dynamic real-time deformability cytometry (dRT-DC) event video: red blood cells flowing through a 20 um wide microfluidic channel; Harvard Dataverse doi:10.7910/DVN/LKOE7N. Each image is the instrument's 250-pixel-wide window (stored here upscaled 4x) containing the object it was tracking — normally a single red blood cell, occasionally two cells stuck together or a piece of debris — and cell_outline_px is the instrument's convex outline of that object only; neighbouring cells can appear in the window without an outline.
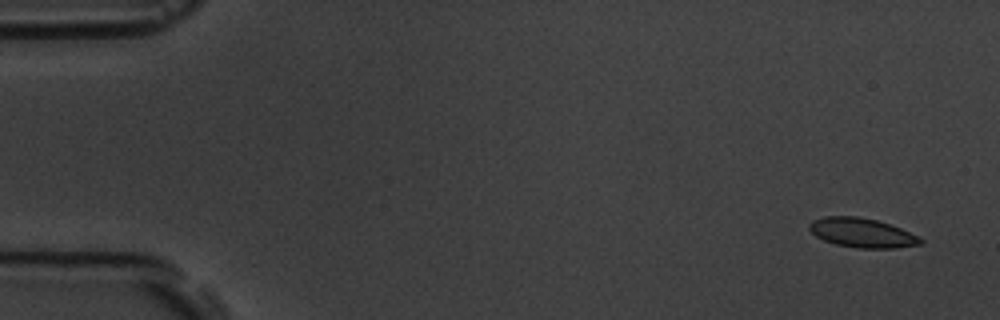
{"species": "common noctule bat (a hibernating species)", "species_latin": "Nyctalus noctula", "temperature_condition": "room temperature", "stored_images_in_passage": 5, "camera_frame_rate_fps": 3000, "um_per_image_px": 0.085, "animal": {"sex": "male", "body_mass_g": 19.5, "forearm_length_mm": 54.6}, "frame": {"image": 1, "passage_image": 1, "time_ms": 0.0, "image_size_px": [1000, 320], "cell_outline_px": [[924, 240], [920, 244], [896, 248], [856, 248], [836, 244], [824, 240], [816, 236], [808, 228], [808, 224], [812, 220], [824, 216], [856, 216], [876, 220], [900, 228]], "centroid_in_image_um": [73.22, 19.78], "position_along_channel_um": 11.8, "area_um2": 18.84}}
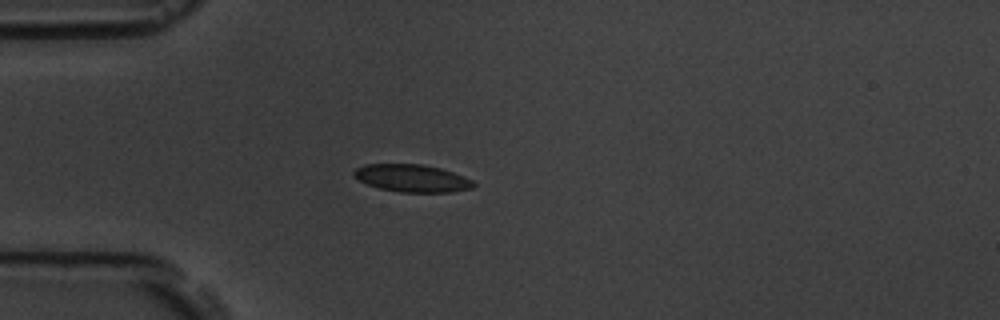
{"frame": {"image": 2, "passage_image": 4, "time_ms": 4.333, "image_size_px": [1000, 320], "cell_outline_px": [[476, 184], [472, 188], [452, 192], [400, 192], [380, 188], [368, 184], [352, 176], [352, 172], [356, 168], [364, 164], [420, 164], [440, 168], [464, 176], [472, 180]], "centroid_in_image_um": [35.01, 15.14], "position_along_channel_um": 50.0, "area_um2": 19.13}}